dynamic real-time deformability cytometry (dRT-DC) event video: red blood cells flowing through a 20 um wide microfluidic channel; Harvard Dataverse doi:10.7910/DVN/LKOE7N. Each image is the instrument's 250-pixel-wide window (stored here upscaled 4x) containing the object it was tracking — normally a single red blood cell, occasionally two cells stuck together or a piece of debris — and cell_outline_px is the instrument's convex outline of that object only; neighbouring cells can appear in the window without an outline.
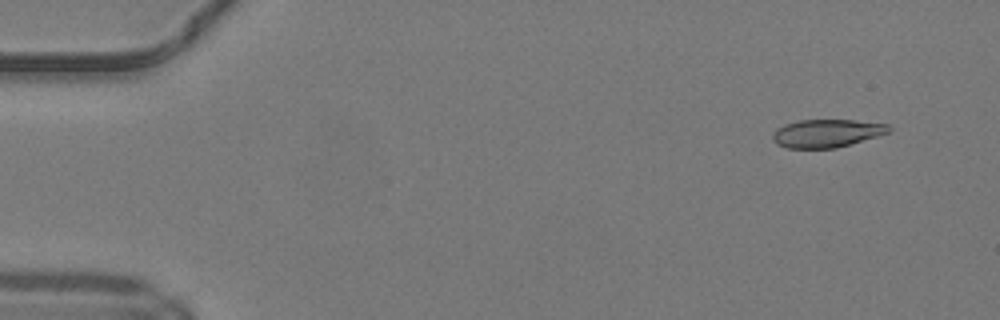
{"species": "common noctule bat (a hibernating species)", "species_latin": "Nyctalus noctula", "temperature_condition": "warm", "stored_images_in_passage": 46, "camera_frame_rate_fps": 3000, "um_per_image_px": 0.085, "animal": {"sex": "male", "body_mass_g": 19.2, "forearm_length_mm": 51.8}, "frame": {"image": 1, "passage_image": 1, "time_ms": 0.0, "image_size_px": [1000, 320], "cell_outline_px": [[892, 128], [888, 132], [876, 136], [836, 148], [788, 148], [776, 144], [772, 140], [772, 132], [776, 128], [784, 124], [800, 120], [856, 120], [888, 124]], "centroid_in_image_um": [70.22, 11.32], "position_along_channel_um": 14.8, "area_um2": 18.96}}
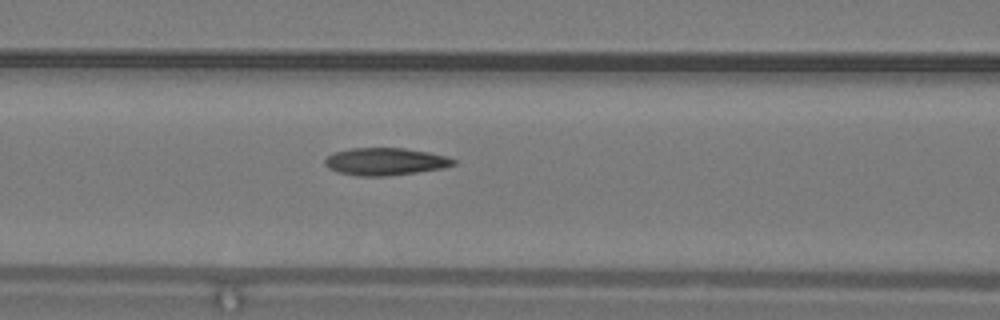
{"frame": {"image": 2, "passage_image": 18, "time_ms": 5.667, "image_size_px": [1000, 320], "cell_outline_px": [[456, 164], [444, 168], [416, 172], [384, 176], [356, 176], [336, 172], [328, 168], [324, 164], [324, 160], [328, 156], [336, 152], [348, 148], [404, 148], [428, 152], [448, 156], [456, 160]], "centroid_in_image_um": [32.74, 13.73], "position_along_channel_um": 133.9, "area_um2": 20.63}}
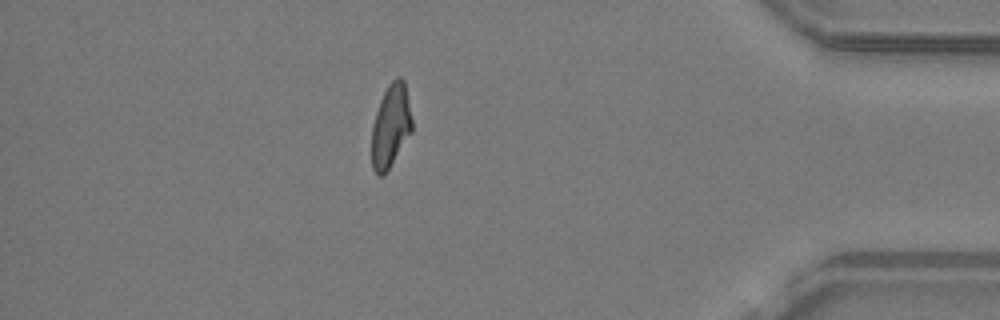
{"frame": {"image": 3, "passage_image": 40, "time_ms": 13.0, "image_size_px": [1000, 320], "cell_outline_px": [[412, 132], [384, 176], [376, 176], [372, 168], [372, 124], [380, 100], [388, 84], [396, 76], [400, 76], [404, 80], [412, 120]], "centroid_in_image_um": [33.2, 10.72], "position_along_channel_um": 402.0, "area_um2": 19.65}, "authors_computed_cell_mechanics": {"area_um2": 20.2878, "velocity_mm_per_s": 4.2177, "shape_relaxation_time_tau1_ms": 10.4234, "shape_relaxation_time_tau2_ms": 2.5013, "deformation_change_tau1": 0.2723, "deformation_change_tau2": 0.102}}